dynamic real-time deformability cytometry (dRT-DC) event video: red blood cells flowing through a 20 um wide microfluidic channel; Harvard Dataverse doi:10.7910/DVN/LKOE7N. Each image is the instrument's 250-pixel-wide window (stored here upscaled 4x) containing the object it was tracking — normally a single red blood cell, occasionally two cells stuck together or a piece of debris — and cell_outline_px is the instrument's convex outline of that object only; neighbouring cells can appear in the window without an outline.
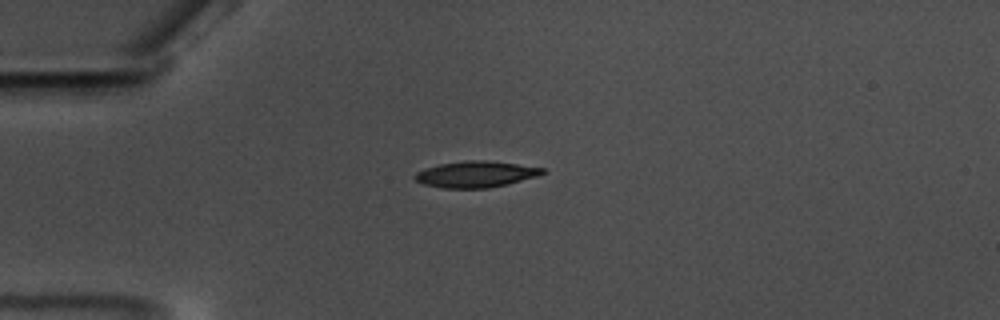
{"species": "common noctule bat (a hibernating species)", "species_latin": "Nyctalus noctula", "temperature_condition": "warm", "stored_images_in_passage": 46, "camera_frame_rate_fps": 3000, "um_per_image_px": 0.085, "animal": {"sex": "male", "body_mass_g": 17.5, "forearm_length_mm": 52.3}, "frame": {"image": 1, "passage_image": 3, "time_ms": 0.667, "image_size_px": [1000, 320], "cell_outline_px": [[544, 172], [536, 176], [488, 188], [444, 188], [424, 184], [416, 180], [412, 176], [416, 172], [440, 164], [468, 160], [488, 160], [544, 168]], "centroid_in_image_um": [40.4, 14.8], "position_along_channel_um": 44.6, "area_um2": 19.07}}
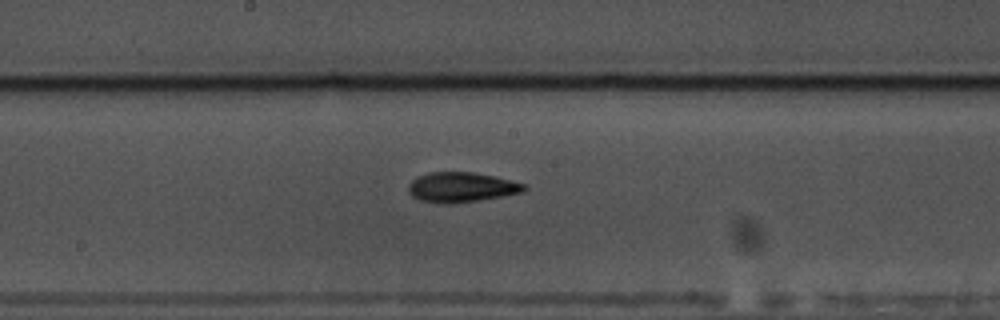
{"frame": {"image": 2, "passage_image": 19, "time_ms": 6.0, "image_size_px": [1000, 320], "cell_outline_px": [[528, 188], [524, 192], [452, 204], [444, 204], [420, 200], [412, 196], [408, 192], [408, 184], [416, 176], [428, 172], [472, 172], [492, 176], [528, 184]], "centroid_in_image_um": [39.2, 15.91], "position_along_channel_um": 209.0, "area_um2": 20.23}}
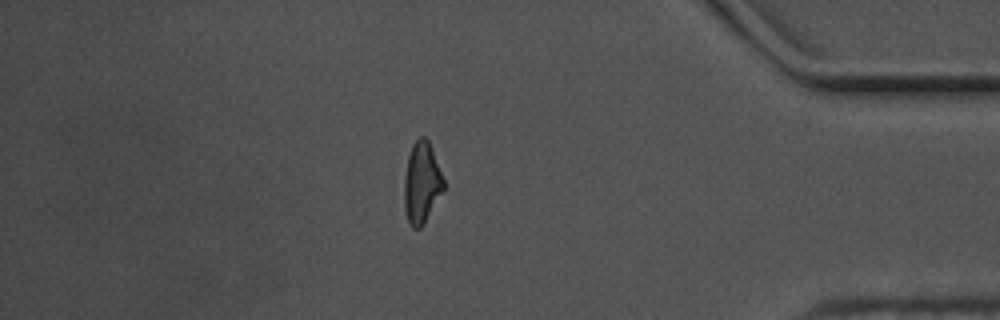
{"frame": {"image": 3, "passage_image": 38, "time_ms": 12.333, "image_size_px": [1000, 320], "cell_outline_px": [[444, 188], [424, 224], [420, 228], [412, 228], [408, 220], [404, 208], [404, 176], [408, 156], [412, 144], [420, 136], [424, 136], [428, 140], [432, 148], [444, 180]], "centroid_in_image_um": [35.83, 15.52], "position_along_channel_um": 399.4, "area_um2": 18.61}, "authors_computed_cell_mechanics": {"area_um2": 19.074, "velocity_mm_per_s": 3.528, "shape_relaxation_time_tau1_ms": 5.1025, "shape_relaxation_time_tau2_ms": 4.2024, "deformation_change_tau1": 0.1803, "deformation_change_tau2": 0.1039}}